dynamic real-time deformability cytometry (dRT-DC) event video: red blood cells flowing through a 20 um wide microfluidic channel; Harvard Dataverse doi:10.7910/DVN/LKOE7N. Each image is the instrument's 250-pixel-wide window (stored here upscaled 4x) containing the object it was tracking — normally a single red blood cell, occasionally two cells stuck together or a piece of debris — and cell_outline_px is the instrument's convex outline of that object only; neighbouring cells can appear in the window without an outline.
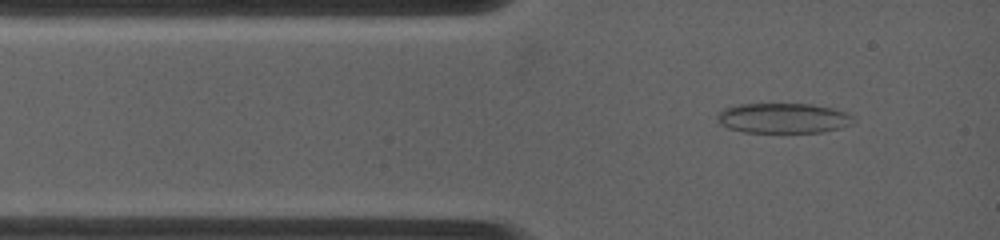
{"species": "common noctule bat (a hibernating species)", "species_latin": "Nyctalus noctula", "temperature_condition": "warm", "stored_images_in_passage": 24, "camera_frame_rate_fps": 4500, "um_per_image_px": 0.085, "animal": {"sex": "female", "body_mass_g": 19.0, "forearm_length_mm": 53.3}, "frame": {"image": 1, "passage_image": 3, "time_ms": 0.667, "image_size_px": [1000, 240], "cell_outline_px": [[852, 124], [840, 128], [820, 132], [744, 132], [728, 128], [720, 124], [716, 120], [716, 116], [724, 108], [732, 104], [812, 104], [832, 108], [844, 112], [852, 116]], "centroid_in_image_um": [66.51, 10.04], "position_along_channel_um": 18.5, "area_um2": 23.87}}
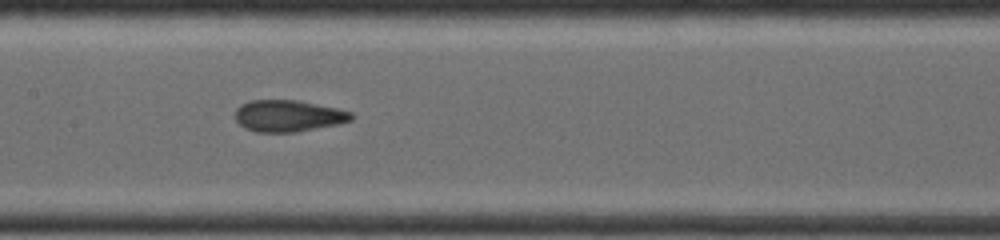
{"frame": {"image": 2, "passage_image": 17, "time_ms": 5.333, "image_size_px": [1000, 240], "cell_outline_px": [[356, 116], [352, 120], [340, 124], [296, 132], [256, 132], [244, 128], [236, 120], [236, 108], [240, 104], [252, 100], [296, 100], [336, 108], [352, 112]], "centroid_in_image_um": [24.52, 9.85], "position_along_channel_um": 182.9, "area_um2": 21.5}}
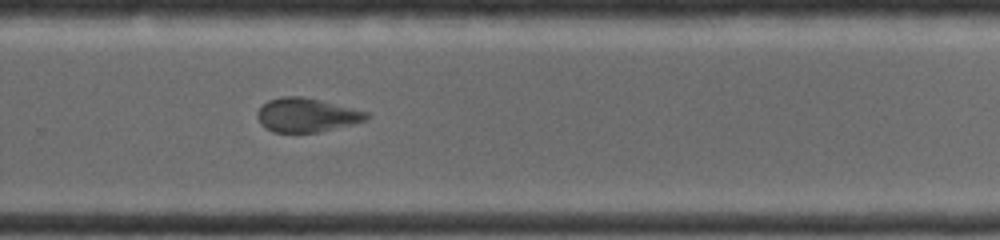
{"frame": {"image": 3, "passage_image": 24, "time_ms": 8.444, "image_size_px": [1000, 240], "cell_outline_px": [[372, 116], [368, 120], [320, 132], [272, 132], [264, 128], [260, 124], [256, 116], [256, 112], [268, 100], [284, 96], [300, 96], [320, 100], [368, 112]], "centroid_in_image_um": [26.06, 9.79], "position_along_channel_um": 303.7, "area_um2": 21.68}}